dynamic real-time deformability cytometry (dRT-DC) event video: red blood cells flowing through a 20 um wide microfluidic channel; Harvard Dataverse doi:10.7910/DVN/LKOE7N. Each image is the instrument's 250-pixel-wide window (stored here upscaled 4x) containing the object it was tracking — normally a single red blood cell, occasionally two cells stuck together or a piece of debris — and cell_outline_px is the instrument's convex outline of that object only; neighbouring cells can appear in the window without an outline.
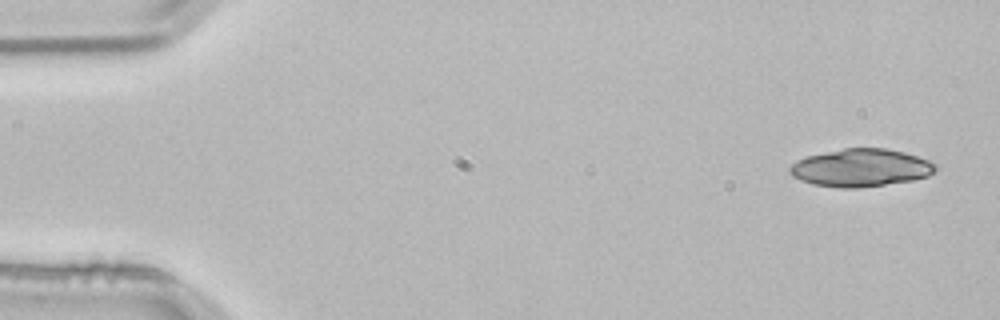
{"species": "common noctule bat (a hibernating species)", "species_latin": "Nyctalus noctula", "temperature_condition": "room temperature", "stored_images_in_passage": 3, "camera_frame_rate_fps": 3000, "um_per_image_px": 0.085, "animal": {"sex": "male", "body_mass_g": 21.5, "forearm_length_mm": 52.0}, "frame": {"image": 1, "passage_image": 1, "time_ms": 0.0, "image_size_px": [1000, 320], "cell_outline_px": [[940, 168], [928, 176], [912, 180], [856, 188], [840, 188], [812, 184], [800, 180], [792, 176], [788, 172], [788, 168], [796, 160], [808, 156], [844, 148], [884, 148], [904, 152], [920, 156], [936, 164]], "centroid_in_image_um": [73.18, 14.26], "position_along_channel_um": 11.8, "area_um2": 32.14}}